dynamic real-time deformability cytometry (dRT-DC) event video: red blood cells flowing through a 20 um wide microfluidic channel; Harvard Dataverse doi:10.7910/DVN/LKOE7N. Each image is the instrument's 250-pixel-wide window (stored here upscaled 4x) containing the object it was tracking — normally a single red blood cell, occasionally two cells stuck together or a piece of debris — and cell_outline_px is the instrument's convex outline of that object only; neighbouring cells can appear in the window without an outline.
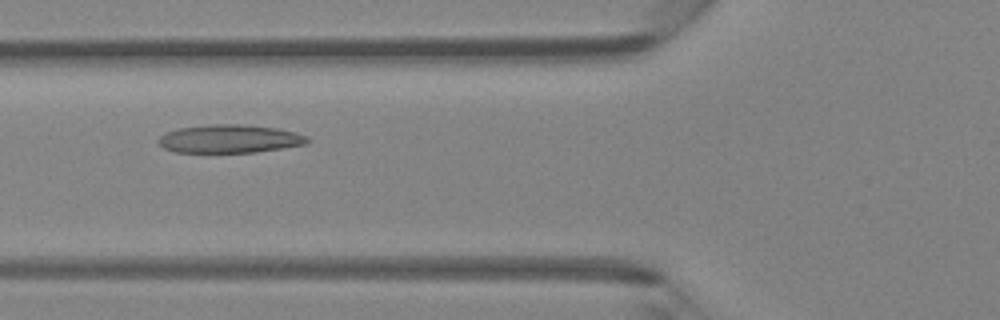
{"species": "Egyptian fruit bat (a non-hibernating species)", "species_latin": "Rousettus aegyptiacus", "temperature_condition": "room temperature", "stored_images_in_passage": 5, "camera_frame_rate_fps": 3000, "um_per_image_px": 0.085, "animal": {"sex": "female"}, "frame": {"image": 1, "passage_image": 5, "time_ms": 4.667, "image_size_px": [1000, 320], "cell_outline_px": [[308, 144], [256, 152], [176, 152], [164, 148], [156, 140], [160, 136], [168, 132], [180, 128], [212, 124], [240, 124], [276, 128], [296, 132], [308, 136]], "centroid_in_image_um": [19.55, 11.8], "position_along_channel_um": 106.3, "area_um2": 24.39}}